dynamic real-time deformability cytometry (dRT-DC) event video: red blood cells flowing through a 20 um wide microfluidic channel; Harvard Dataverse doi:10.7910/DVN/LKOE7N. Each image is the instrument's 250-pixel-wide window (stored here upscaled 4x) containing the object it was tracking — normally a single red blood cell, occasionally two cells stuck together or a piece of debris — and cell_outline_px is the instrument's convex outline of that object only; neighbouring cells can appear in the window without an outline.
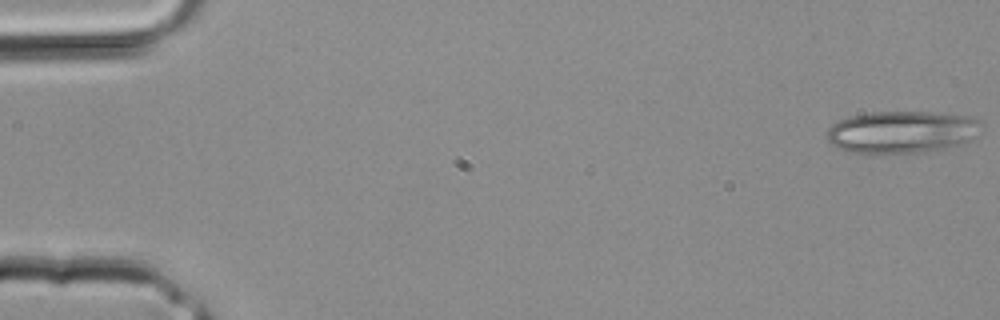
{"species": "common noctule bat (a hibernating species)", "species_latin": "Nyctalus noctula", "temperature_condition": "room temperature", "stored_images_in_passage": 4, "camera_frame_rate_fps": 3000, "um_per_image_px": 0.085, "animal": {"sex": "male", "body_mass_g": 20.4}, "frame": {"image": 1, "passage_image": 1, "time_ms": 0.0, "image_size_px": [1000, 320], "cell_outline_px": [[984, 124], [968, 140], [960, 144], [924, 152], [848, 152], [828, 144], [828, 128], [832, 124], [848, 116], [872, 112], [928, 112], [964, 116], [980, 120]], "centroid_in_image_um": [76.6, 11.2], "position_along_channel_um": 8.4, "area_um2": 37.4}}